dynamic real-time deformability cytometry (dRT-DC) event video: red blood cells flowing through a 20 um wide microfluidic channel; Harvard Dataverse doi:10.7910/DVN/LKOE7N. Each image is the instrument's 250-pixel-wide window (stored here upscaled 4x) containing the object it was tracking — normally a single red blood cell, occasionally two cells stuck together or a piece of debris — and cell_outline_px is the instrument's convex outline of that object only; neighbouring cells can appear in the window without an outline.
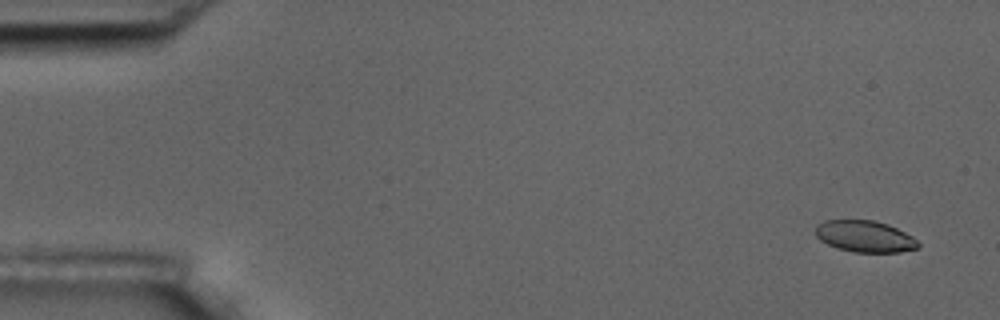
{"species": "common noctule bat (a hibernating species)", "species_latin": "Nyctalus noctula", "temperature_condition": "room temperature", "stored_images_in_passage": 5, "camera_frame_rate_fps": 3000, "um_per_image_px": 0.085, "animal": {"sex": "male", "body_mass_g": 17.5, "forearm_length_mm": 52.3}, "frame": {"image": 1, "passage_image": 1, "time_ms": 0.0, "image_size_px": [1000, 320], "cell_outline_px": [[920, 248], [900, 252], [852, 252], [828, 244], [820, 240], [816, 236], [816, 224], [824, 220], [872, 220], [888, 224], [912, 236], [920, 244]], "centroid_in_image_um": [73.52, 20.09], "position_along_channel_um": 11.5, "area_um2": 18.84}}
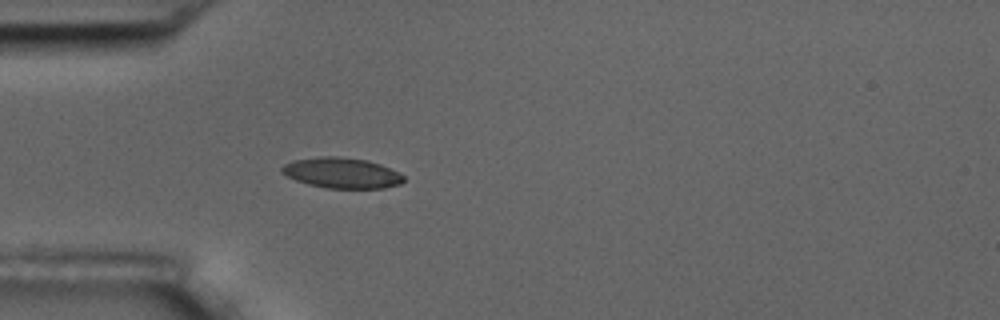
{"frame": {"image": 2, "passage_image": 5, "time_ms": 4.667, "image_size_px": [1000, 320], "cell_outline_px": [[404, 180], [400, 184], [384, 188], [328, 188], [308, 184], [296, 180], [280, 172], [280, 168], [284, 164], [292, 160], [320, 156], [336, 156], [368, 160], [380, 164], [404, 176]], "centroid_in_image_um": [29.01, 14.69], "position_along_channel_um": 56.0, "area_um2": 21.62}}